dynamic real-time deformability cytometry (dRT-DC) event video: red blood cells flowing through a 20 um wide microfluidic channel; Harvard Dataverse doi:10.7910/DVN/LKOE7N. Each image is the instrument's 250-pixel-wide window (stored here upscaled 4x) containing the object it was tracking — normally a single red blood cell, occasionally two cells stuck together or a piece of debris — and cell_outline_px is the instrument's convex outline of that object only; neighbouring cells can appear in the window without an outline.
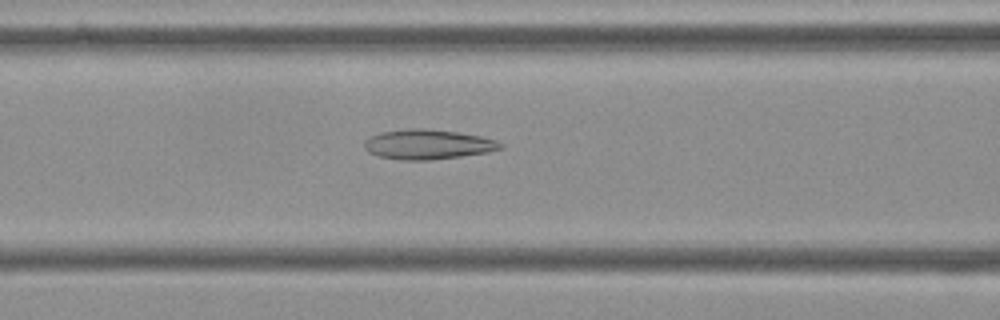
{"species": "Egyptian fruit bat (a non-hibernating species)", "species_latin": "Rousettus aegyptiacus", "temperature_condition": "cold", "stored_images_in_passage": 45, "camera_frame_rate_fps": 3000, "um_per_image_px": 0.085, "frame": {"image": 1, "passage_image": 12, "time_ms": 3.667, "image_size_px": [1000, 320], "cell_outline_px": [[504, 148], [488, 152], [460, 156], [428, 160], [400, 160], [380, 156], [368, 152], [364, 148], [364, 140], [380, 132], [408, 128], [424, 128], [456, 132], [480, 136], [496, 140], [504, 144]], "centroid_in_image_um": [36.36, 12.27], "position_along_channel_um": 130.2, "area_um2": 23.64}}
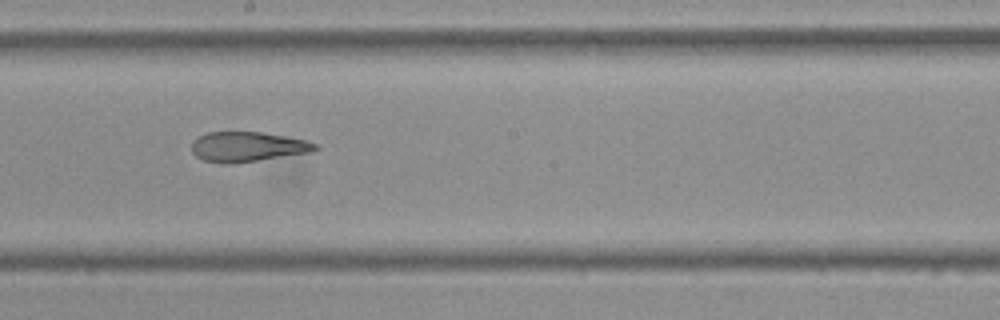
{"frame": {"image": 2, "passage_image": 20, "time_ms": 6.333, "image_size_px": [1000, 320], "cell_outline_px": [[320, 148], [308, 152], [232, 164], [220, 164], [204, 160], [196, 156], [192, 152], [192, 140], [208, 132], [260, 132], [284, 136], [304, 140], [320, 144]], "centroid_in_image_um": [21.01, 12.48], "position_along_channel_um": 227.2, "area_um2": 21.39}}
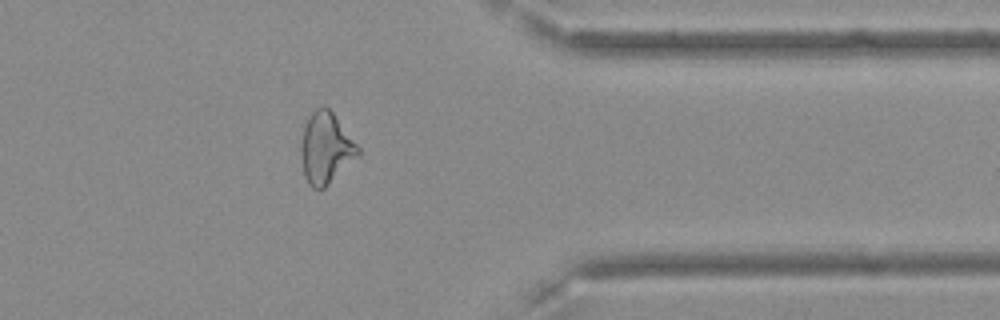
{"frame": {"image": 3, "passage_image": 34, "time_ms": 11.0, "image_size_px": [1000, 320], "cell_outline_px": [[360, 156], [320, 192], [312, 188], [308, 184], [304, 176], [300, 156], [300, 144], [304, 128], [308, 116], [316, 108], [328, 108], [332, 112], [360, 148]], "centroid_in_image_um": [27.68, 12.66], "position_along_channel_um": 383.7, "area_um2": 23.87}, "authors_computed_cell_mechanics": {"area_um2": 23.8714, "velocity_mm_per_s": 3.6353, "shape_relaxation_time_tau1_ms": null, "shape_relaxation_time_tau2_ms": 3.1859, "deformation_change_tau1": null, "deformation_change_tau2": 0.1255}}